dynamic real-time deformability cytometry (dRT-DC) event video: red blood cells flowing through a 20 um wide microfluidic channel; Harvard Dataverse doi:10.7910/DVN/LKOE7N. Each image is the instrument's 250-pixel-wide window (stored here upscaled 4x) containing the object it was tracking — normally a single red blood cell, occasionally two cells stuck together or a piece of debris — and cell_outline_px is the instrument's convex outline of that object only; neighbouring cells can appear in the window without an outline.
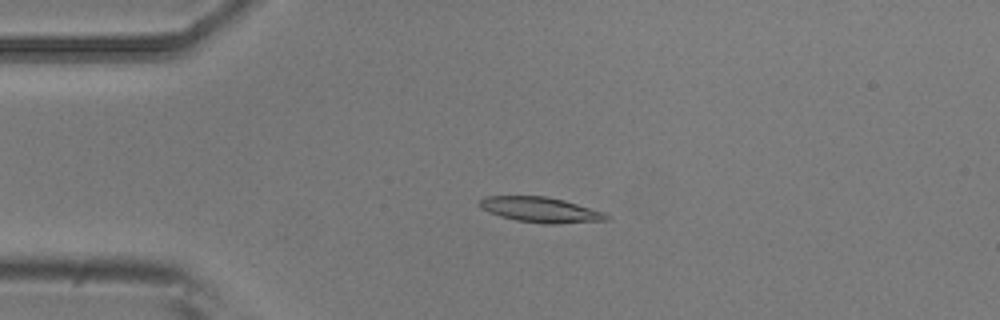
{"species": "common noctule bat (a hibernating species)", "species_latin": "Nyctalus noctula", "temperature_condition": "room temperature", "stored_images_in_passage": 6, "camera_frame_rate_fps": 3000, "um_per_image_px": 0.085, "animal": {"sex": "male", "body_mass_g": 20.5, "forearm_length_mm": 52.5}, "frame": {"image": 1, "passage_image": 4, "time_ms": 1.0, "image_size_px": [1000, 320], "cell_outline_px": [[612, 216], [608, 220], [556, 224], [544, 224], [516, 220], [500, 216], [488, 212], [480, 208], [480, 200], [484, 196], [544, 196], [564, 200], [604, 212]], "centroid_in_image_um": [45.96, 17.83], "position_along_channel_um": 39.0, "area_um2": 18.73}}
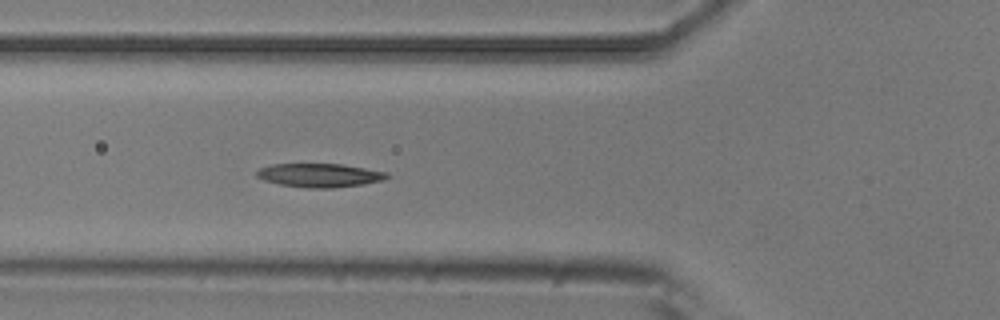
{"frame": {"image": 2, "passage_image": 6, "time_ms": 1.667, "image_size_px": [1000, 320], "cell_outline_px": [[392, 176], [384, 180], [364, 184], [332, 188], [308, 188], [280, 184], [264, 180], [256, 176], [256, 172], [260, 168], [272, 164], [340, 164], [388, 172]], "centroid_in_image_um": [27.2, 14.9], "position_along_channel_um": 98.6, "area_um2": 17.98}}